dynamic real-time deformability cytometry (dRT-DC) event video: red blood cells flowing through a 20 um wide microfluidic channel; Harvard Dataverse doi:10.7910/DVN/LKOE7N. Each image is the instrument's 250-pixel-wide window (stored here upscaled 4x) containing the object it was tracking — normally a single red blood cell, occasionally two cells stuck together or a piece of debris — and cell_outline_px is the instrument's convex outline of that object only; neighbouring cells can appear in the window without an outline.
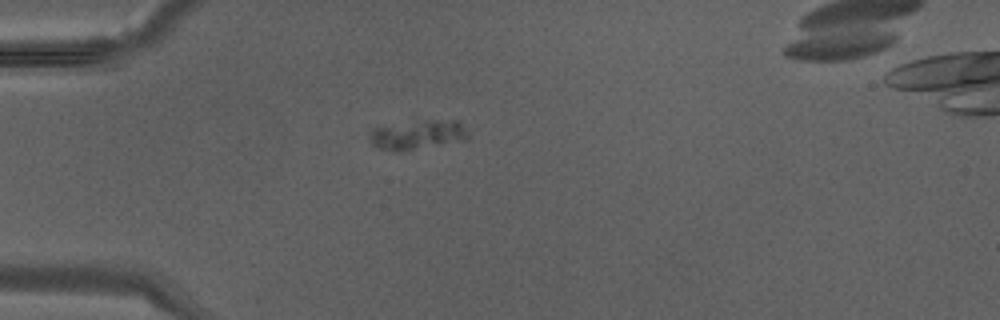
{"species": "Egyptian fruit bat (a non-hibernating species)", "species_latin": "Rousettus aegyptiacus", "temperature_condition": "warm", "stored_images_in_passage": 36, "camera_frame_rate_fps": 3000, "um_per_image_px": 0.085, "animal": {"sex": "male"}, "frame": {"image": 1, "passage_image": 1, "time_ms": 0.0, "image_size_px": [1000, 320], "cell_outline_px": [[468, 136], [464, 140], [412, 148], [376, 148], [372, 144], [372, 132], [376, 128], [432, 120], [460, 120]], "centroid_in_image_um": [35.6, 11.42], "position_along_channel_um": 49.4, "area_um2": 15.2}}
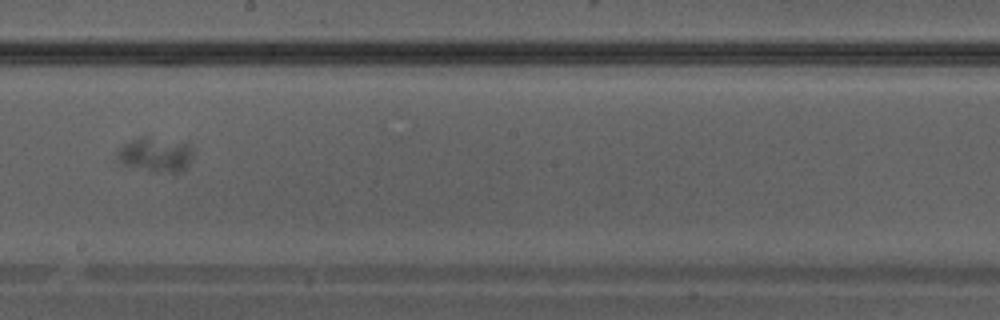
{"frame": {"image": 2, "passage_image": 19, "time_ms": 6.0, "image_size_px": [1000, 320], "cell_outline_px": [[192, 156], [188, 164], [180, 172], [156, 172], [124, 164], [120, 160], [116, 152], [124, 144], [140, 136], [144, 136], [192, 144]], "centroid_in_image_um": [13.25, 13.13], "position_along_channel_um": 234.9, "area_um2": 14.97}}
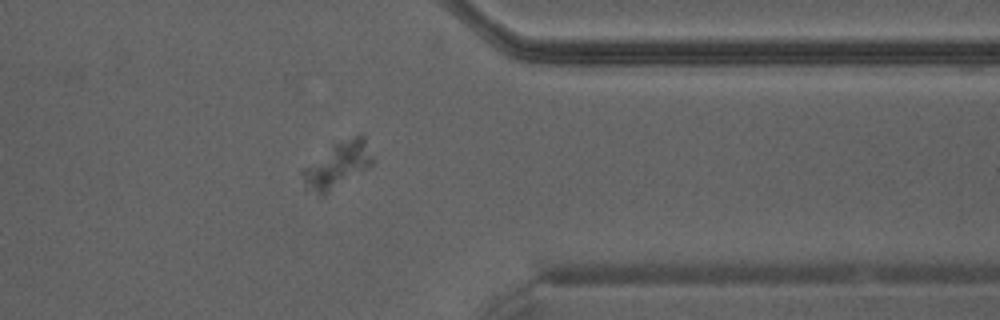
{"frame": {"image": 3, "passage_image": 31, "time_ms": 10.0, "image_size_px": [1000, 320], "cell_outline_px": [[376, 160], [372, 164], [324, 192], [316, 192], [304, 180], [304, 168], [332, 144], [360, 132], [364, 136]], "centroid_in_image_um": [28.81, 13.85], "position_along_channel_um": 382.6, "area_um2": 17.46}}